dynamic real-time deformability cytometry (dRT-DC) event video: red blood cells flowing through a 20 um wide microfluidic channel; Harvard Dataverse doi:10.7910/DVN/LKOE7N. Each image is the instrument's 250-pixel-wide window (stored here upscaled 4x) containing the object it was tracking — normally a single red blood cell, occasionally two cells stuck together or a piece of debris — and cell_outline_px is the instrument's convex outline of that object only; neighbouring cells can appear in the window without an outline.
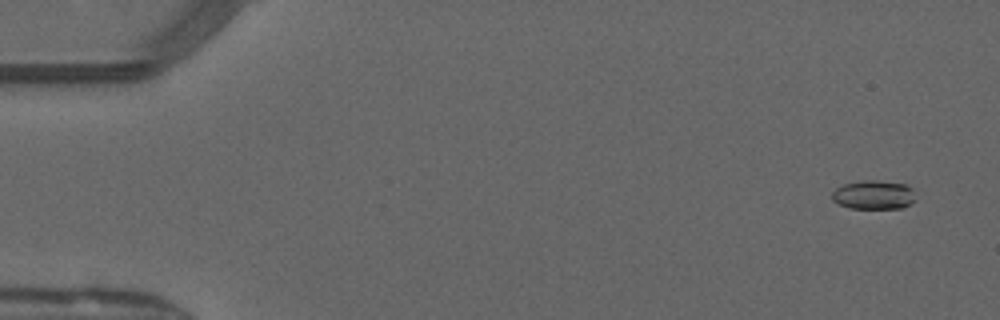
{"species": "common noctule bat (a hibernating species)", "species_latin": "Nyctalus noctula", "temperature_condition": "warm", "stored_images_in_passage": 15, "camera_frame_rate_fps": 3000, "um_per_image_px": 0.085, "animal": {"sex": "male", "forearm_length_mm": 52.5}, "frame": {"image": 1, "passage_image": 3, "time_ms": 0.667, "image_size_px": [1000, 320], "cell_outline_px": [[916, 200], [912, 204], [904, 208], [848, 208], [832, 200], [832, 192], [836, 188], [844, 184], [864, 180], [876, 180], [904, 184], [912, 188]], "centroid_in_image_um": [74.29, 16.57], "position_along_channel_um": 10.7, "area_um2": 14.16}}
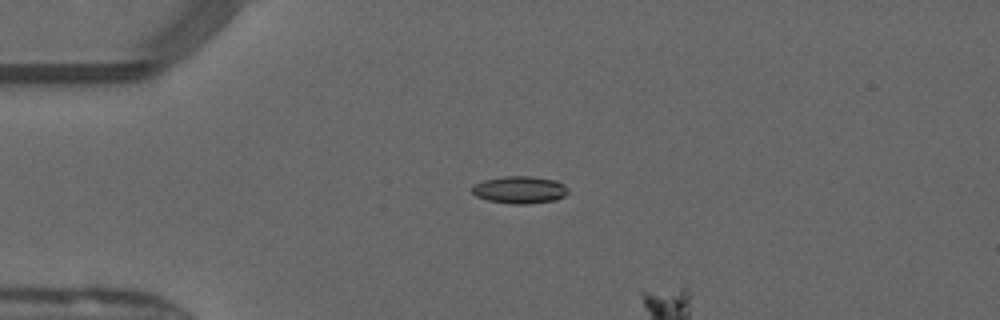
{"frame": {"image": 2, "passage_image": 13, "time_ms": 4.0, "image_size_px": [1000, 320], "cell_outline_px": [[568, 192], [564, 196], [556, 200], [528, 204], [512, 204], [488, 200], [476, 196], [472, 192], [472, 188], [476, 184], [484, 180], [504, 176], [532, 176], [556, 180], [564, 184], [568, 188]], "centroid_in_image_um": [44.21, 16.13], "position_along_channel_um": 40.8, "area_um2": 15.32}}